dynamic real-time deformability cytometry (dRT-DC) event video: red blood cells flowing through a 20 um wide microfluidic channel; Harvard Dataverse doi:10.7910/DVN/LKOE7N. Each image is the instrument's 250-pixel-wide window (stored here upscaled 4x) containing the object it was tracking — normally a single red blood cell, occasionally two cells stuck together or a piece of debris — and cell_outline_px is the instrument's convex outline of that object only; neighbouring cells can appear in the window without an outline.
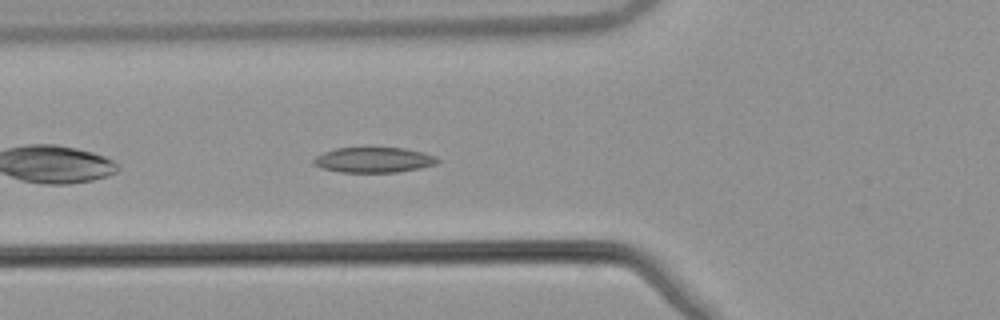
{"species": "common noctule bat (a hibernating species)", "species_latin": "Nyctalus noctula", "temperature_condition": "warm", "stored_images_in_passage": 31, "camera_frame_rate_fps": 3000, "um_per_image_px": 0.085, "animal": {"sex": "male", "body_mass_g": 21.5, "forearm_length_mm": 52.0}, "frame": {"image": 1, "passage_image": 5, "time_ms": 1.333, "image_size_px": [1000, 320], "cell_outline_px": [[440, 160], [436, 164], [420, 168], [400, 172], [340, 172], [324, 168], [312, 164], [312, 160], [316, 156], [324, 152], [336, 148], [368, 144], [404, 148], [424, 152], [436, 156]], "centroid_in_image_um": [31.77, 13.53], "position_along_channel_um": 94.0, "area_um2": 19.25}}